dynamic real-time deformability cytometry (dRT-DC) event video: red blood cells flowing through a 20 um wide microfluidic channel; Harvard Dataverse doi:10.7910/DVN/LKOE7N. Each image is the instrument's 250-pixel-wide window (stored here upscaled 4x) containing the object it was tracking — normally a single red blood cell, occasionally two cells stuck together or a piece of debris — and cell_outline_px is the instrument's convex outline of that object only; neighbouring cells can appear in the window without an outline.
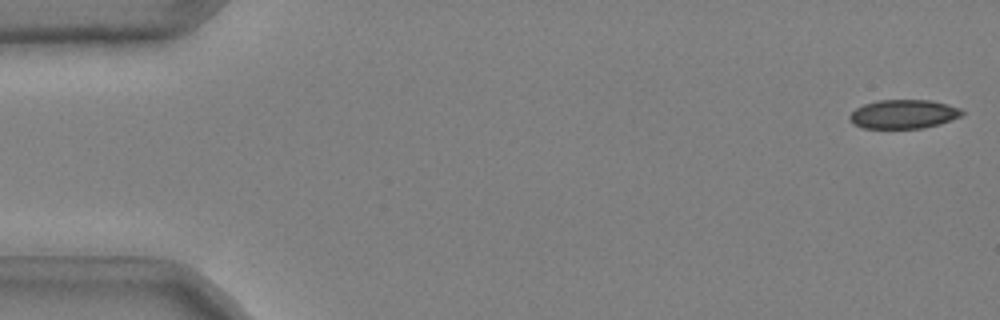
{"species": "common noctule bat (a hibernating species)", "species_latin": "Nyctalus noctula", "temperature_condition": "cold", "stored_images_in_passage": 48, "camera_frame_rate_fps": 3000, "um_per_image_px": 0.085, "animal": {"sex": "male", "body_mass_g": 20.4}, "frame": {"image": 1, "passage_image": 1, "time_ms": 0.0, "image_size_px": [1000, 320], "cell_outline_px": [[964, 112], [960, 116], [940, 124], [924, 128], [864, 128], [852, 124], [848, 120], [848, 116], [856, 108], [864, 104], [876, 100], [932, 100], [948, 104], [960, 108]], "centroid_in_image_um": [76.77, 9.7], "position_along_channel_um": 8.2, "area_um2": 19.07}}
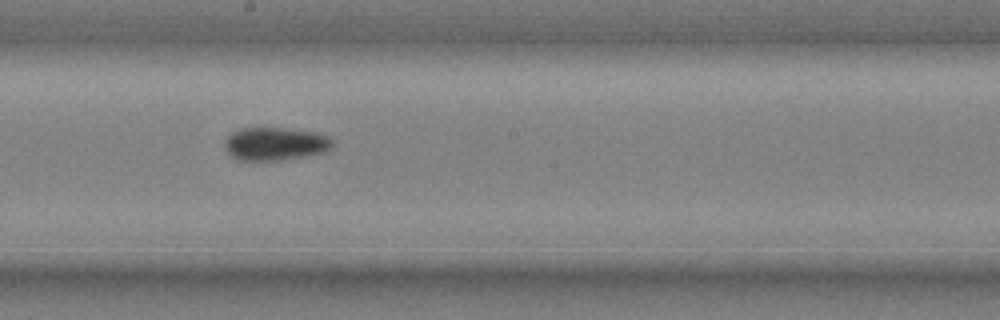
{"frame": {"image": 2, "passage_image": 29, "time_ms": 9.333, "image_size_px": [1000, 320], "cell_outline_px": [[332, 148], [324, 152], [308, 156], [280, 160], [236, 160], [224, 148], [224, 140], [232, 132], [240, 128], [284, 128], [316, 132], [328, 136], [332, 140]], "centroid_in_image_um": [23.38, 12.22], "position_along_channel_um": 224.8, "area_um2": 20.92}}
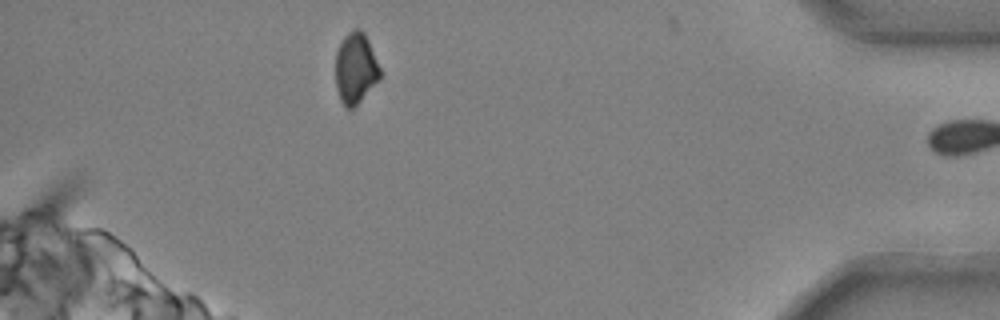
{"frame": {"image": 3, "passage_image": 47, "time_ms": 15.333, "image_size_px": [1000, 320], "cell_outline_px": [[380, 80], [352, 108], [348, 108], [340, 100], [336, 88], [336, 52], [344, 36], [348, 32], [356, 28], [360, 28], [364, 32], [368, 40], [380, 68]], "centroid_in_image_um": [30.22, 5.78], "position_along_channel_um": 405.0, "area_um2": 18.21}, "authors_computed_cell_mechanics": {"area_um2": 20.6057, "velocity_mm_per_s": 3.7296, "shape_relaxation_time_tau1_ms": null, "shape_relaxation_time_tau2_ms": 7.2809, "deformation_change_tau1": null, "deformation_change_tau2": 0.073}}